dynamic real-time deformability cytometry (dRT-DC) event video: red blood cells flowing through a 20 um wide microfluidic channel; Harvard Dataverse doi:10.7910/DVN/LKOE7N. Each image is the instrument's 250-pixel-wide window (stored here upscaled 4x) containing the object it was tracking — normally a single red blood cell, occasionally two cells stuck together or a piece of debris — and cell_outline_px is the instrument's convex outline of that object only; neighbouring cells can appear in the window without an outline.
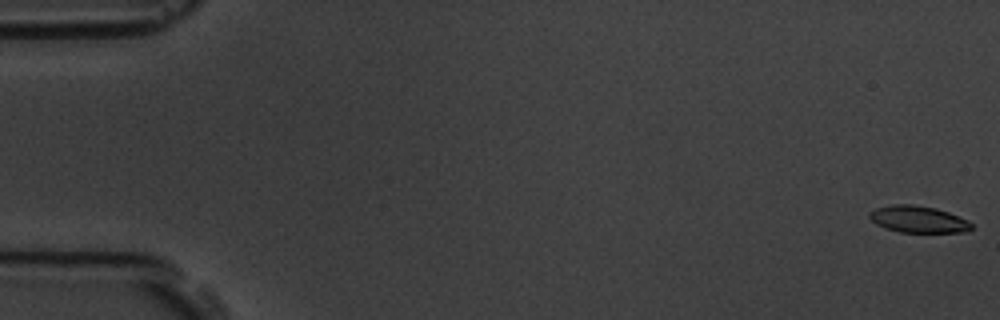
{"species": "common noctule bat (a hibernating species)", "species_latin": "Nyctalus noctula", "temperature_condition": "room temperature", "stored_images_in_passage": 6, "camera_frame_rate_fps": 3000, "um_per_image_px": 0.085, "animal": {"sex": "male", "body_mass_g": 19.5, "forearm_length_mm": 54.6}, "frame": {"image": 1, "passage_image": 1, "time_ms": 0.0, "image_size_px": [1000, 320], "cell_outline_px": [[972, 228], [968, 232], [900, 232], [884, 228], [876, 224], [868, 216], [868, 212], [876, 208], [892, 204], [912, 204], [936, 208], [948, 212], [968, 220], [972, 224]], "centroid_in_image_um": [78.04, 18.64], "position_along_channel_um": 7.0, "area_um2": 16.01}}
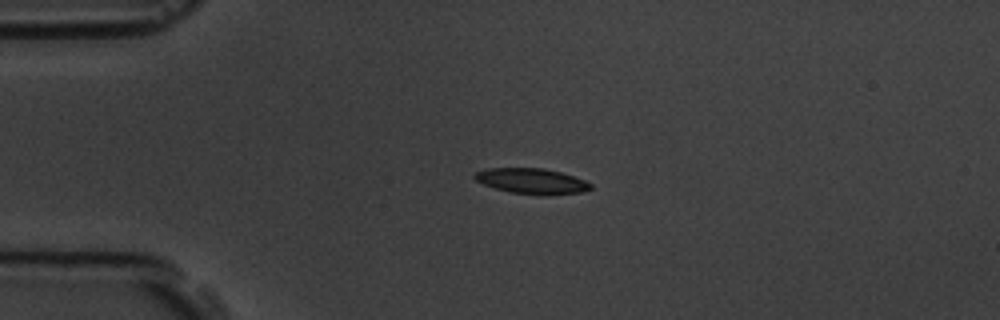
{"frame": {"image": 2, "passage_image": 4, "time_ms": 4.333, "image_size_px": [1000, 320], "cell_outline_px": [[592, 188], [580, 192], [540, 196], [512, 192], [496, 188], [484, 184], [476, 180], [472, 176], [476, 172], [488, 168], [544, 168], [560, 172], [584, 180], [592, 184]], "centroid_in_image_um": [45.2, 15.39], "position_along_channel_um": 39.8, "area_um2": 17.11}}
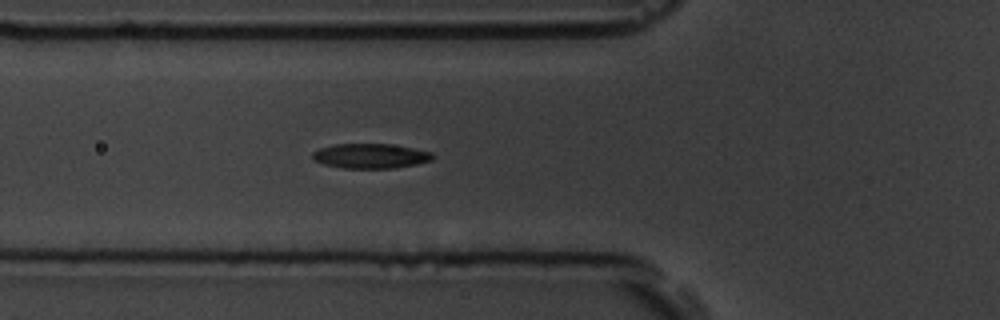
{"frame": {"image": 3, "passage_image": 6, "time_ms": 6.667, "image_size_px": [1000, 320], "cell_outline_px": [[436, 156], [432, 160], [416, 164], [396, 168], [344, 168], [324, 164], [312, 160], [312, 152], [320, 148], [336, 144], [388, 144], [412, 148], [432, 152]], "centroid_in_image_um": [31.5, 13.26], "position_along_channel_um": 94.3, "area_um2": 17.34}}